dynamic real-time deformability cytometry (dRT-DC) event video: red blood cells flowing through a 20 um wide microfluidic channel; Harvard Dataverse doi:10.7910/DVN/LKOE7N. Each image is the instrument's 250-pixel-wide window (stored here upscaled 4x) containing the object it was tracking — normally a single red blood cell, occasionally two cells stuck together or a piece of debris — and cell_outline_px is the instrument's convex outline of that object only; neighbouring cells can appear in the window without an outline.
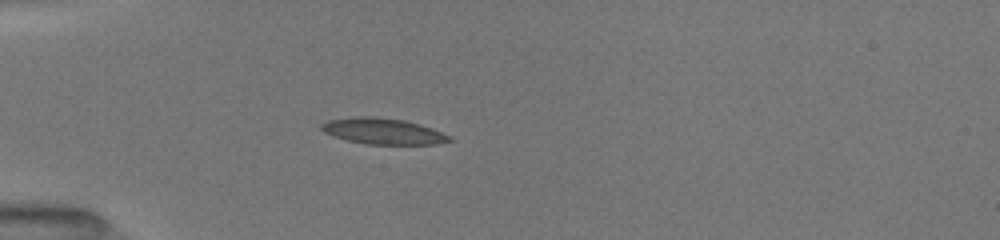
{"species": "common noctule bat (a hibernating species)", "species_latin": "Nyctalus noctula", "temperature_condition": "room temperature", "stored_images_in_passage": 89, "camera_frame_rate_fps": 3000, "um_per_image_px": 0.085, "animal": {"sex": "female", "body_mass_g": 19.5, "forearm_length_mm": 54.1}, "frame": {"image": 1, "passage_image": 1, "time_ms": 0.0, "image_size_px": [1000, 240], "cell_outline_px": [[452, 140], [436, 144], [364, 144], [348, 140], [324, 132], [320, 128], [320, 124], [328, 120], [360, 116], [368, 116], [404, 120], [420, 124], [432, 128], [452, 136]], "centroid_in_image_um": [32.58, 11.15], "position_along_channel_um": 52.4, "area_um2": 19.25}}
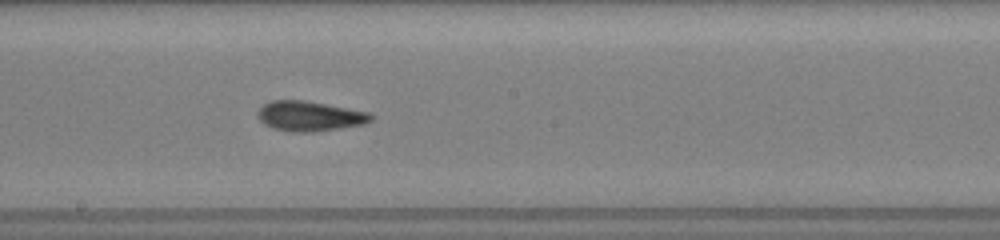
{"frame": {"image": 2, "passage_image": 34, "time_ms": 4.667, "image_size_px": [1000, 240], "cell_outline_px": [[372, 120], [364, 124], [312, 132], [292, 132], [272, 128], [264, 124], [260, 120], [260, 108], [264, 104], [272, 100], [304, 100], [368, 112], [372, 116]], "centroid_in_image_um": [26.31, 9.87], "position_along_channel_um": 221.9, "area_um2": 19.42}}
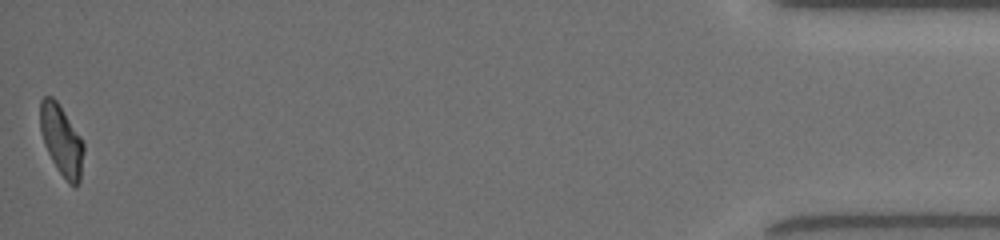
{"frame": {"image": 3, "passage_image": 89, "time_ms": 12.0, "image_size_px": [1000, 240], "cell_outline_px": [[84, 152], [80, 180], [76, 188], [72, 188], [68, 184], [52, 160], [44, 144], [40, 128], [40, 100], [44, 96], [52, 96], [56, 100], [80, 136], [84, 144]], "centroid_in_image_um": [5.24, 11.96], "position_along_channel_um": 430.0, "area_um2": 17.8}, "authors_computed_cell_mechanics": {"area_um2": 18.9584, "velocity_mm_per_s": 3.9903, "shape_relaxation_time_tau1_ms": 5.7097, "shape_relaxation_time_tau2_ms": 1.9271, "deformation_change_tau1": 0.1898, "deformation_change_tau2": 0.0981}}